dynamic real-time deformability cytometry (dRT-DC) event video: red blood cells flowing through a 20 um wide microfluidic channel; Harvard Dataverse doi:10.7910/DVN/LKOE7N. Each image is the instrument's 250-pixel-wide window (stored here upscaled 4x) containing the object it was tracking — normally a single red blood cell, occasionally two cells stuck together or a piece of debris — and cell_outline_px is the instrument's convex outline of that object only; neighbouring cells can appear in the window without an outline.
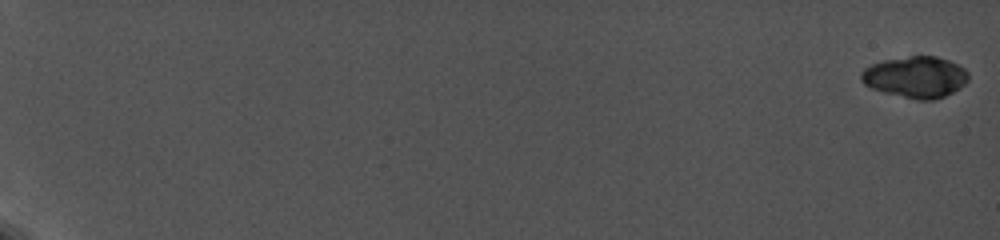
{"species": "common noctule bat (a hibernating species)", "species_latin": "Nyctalus noctula", "temperature_condition": "cold", "stored_images_in_passage": 28, "camera_frame_rate_fps": 5000, "um_per_image_px": 0.085, "animal": {"sex": "female", "body_mass_g": 19.0, "forearm_length_mm": 56.7}, "frame": {"image": 1, "passage_image": 1, "time_ms": 0.0, "image_size_px": [1000, 240], "cell_outline_px": [[968, 80], [960, 88], [944, 96], [932, 100], [920, 100], [884, 92], [872, 88], [864, 84], [860, 80], [860, 72], [864, 68], [872, 64], [884, 60], [912, 56], [936, 56], [948, 60], [964, 68], [968, 72]], "centroid_in_image_um": [77.81, 6.54], "position_along_channel_um": 7.2, "area_um2": 25.66}}
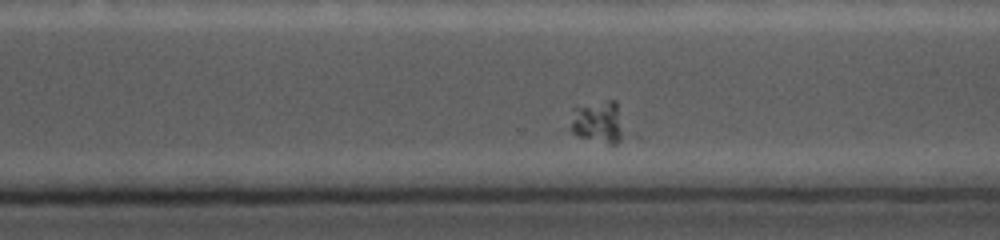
{"frame": {"image": 2, "passage_image": 24, "time_ms": 11.8, "image_size_px": [1000, 240], "cell_outline_px": [[640, 136], [616, 144], [608, 144], [576, 136], [572, 132], [572, 108], [608, 100], [616, 100]], "centroid_in_image_um": [51.24, 10.45], "position_along_channel_um": 319.4, "area_um2": 15.55}}
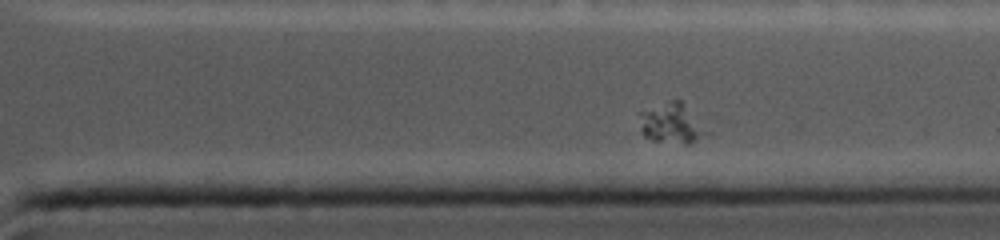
{"frame": {"image": 3, "passage_image": 26, "time_ms": 12.8, "image_size_px": [1000, 240], "cell_outline_px": [[716, 136], [688, 144], [684, 144], [652, 140], [644, 136], [640, 132], [640, 112], [672, 100], [680, 100]], "centroid_in_image_um": [57.22, 10.55], "position_along_channel_um": 354.2, "area_um2": 16.18}}